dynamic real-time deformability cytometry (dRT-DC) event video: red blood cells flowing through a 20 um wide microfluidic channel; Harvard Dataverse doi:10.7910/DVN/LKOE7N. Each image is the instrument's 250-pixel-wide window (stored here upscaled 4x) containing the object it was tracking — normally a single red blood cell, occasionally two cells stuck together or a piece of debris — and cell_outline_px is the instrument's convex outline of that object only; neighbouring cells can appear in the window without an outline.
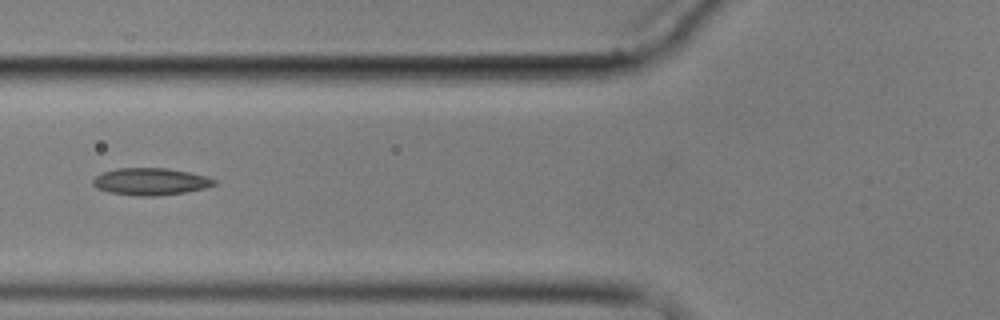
{"species": "common noctule bat (a hibernating species)", "species_latin": "Nyctalus noctula", "temperature_condition": "cold", "stored_images_in_passage": 14, "camera_frame_rate_fps": 3000, "um_per_image_px": 0.085, "animal": {"sex": "male", "body_mass_g": 17.9}, "frame": {"image": 1, "passage_image": 5, "time_ms": 5.667, "image_size_px": [1000, 320], "cell_outline_px": [[216, 184], [204, 188], [184, 192], [156, 196], [136, 196], [108, 192], [96, 188], [92, 184], [92, 180], [96, 176], [104, 172], [116, 168], [168, 168], [192, 172], [208, 176], [216, 180]], "centroid_in_image_um": [12.8, 15.43], "position_along_channel_um": 113.0, "area_um2": 19.31}}
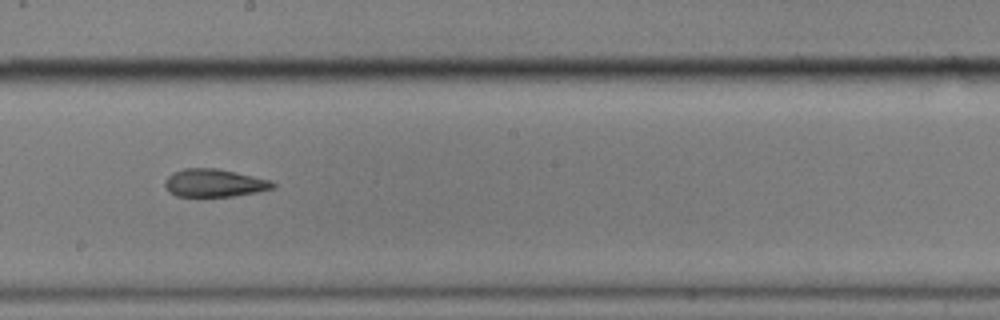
{"frame": {"image": 2, "passage_image": 8, "time_ms": 9.0, "image_size_px": [1000, 320], "cell_outline_px": [[276, 188], [256, 192], [232, 196], [176, 196], [168, 192], [164, 184], [164, 180], [172, 172], [184, 168], [216, 168], [236, 172], [272, 180], [276, 184]], "centroid_in_image_um": [18.21, 15.55], "position_along_channel_um": 230.0, "area_um2": 17.69}}
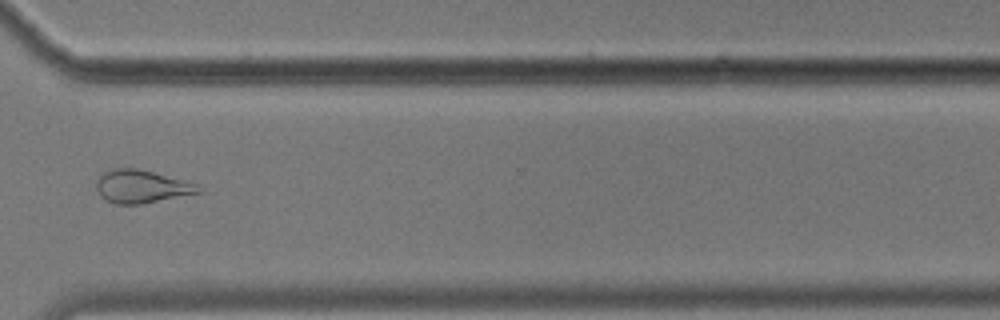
{"frame": {"image": 3, "passage_image": 11, "time_ms": 12.667, "image_size_px": [1000, 320], "cell_outline_px": [[204, 192], [140, 204], [116, 204], [100, 196], [96, 188], [96, 180], [104, 172], [112, 168], [136, 168], [152, 172], [196, 184], [204, 188]], "centroid_in_image_um": [12.03, 15.86], "position_along_channel_um": 358.6, "area_um2": 19.48}, "authors_computed_cell_mechanics": {"area_um2": 18.5249, "velocity_mm_per_s": 3.5149, "shape_relaxation_time_tau1_ms": null, "shape_relaxation_time_tau2_ms": 2.7739, "deformation_change_tau1": null, "deformation_change_tau2": 0.1008}}